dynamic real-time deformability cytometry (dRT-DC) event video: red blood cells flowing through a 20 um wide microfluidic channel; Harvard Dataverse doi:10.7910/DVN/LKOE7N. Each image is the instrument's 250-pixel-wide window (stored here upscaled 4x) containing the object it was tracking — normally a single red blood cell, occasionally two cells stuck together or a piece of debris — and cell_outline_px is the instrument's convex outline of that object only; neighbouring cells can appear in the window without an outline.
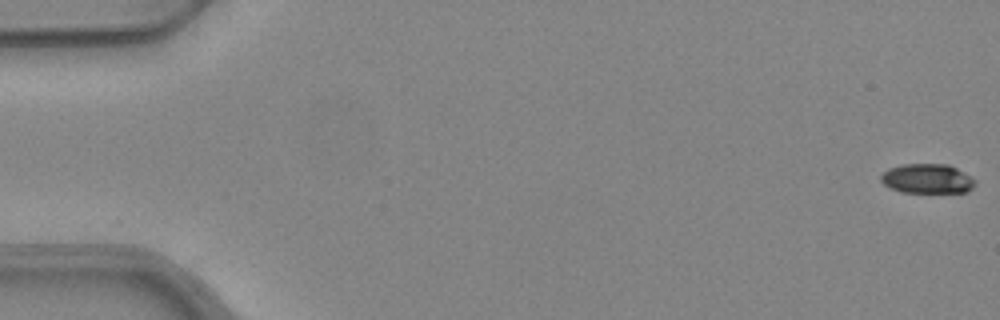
{"species": "common noctule bat (a hibernating species)", "species_latin": "Nyctalus noctula", "temperature_condition": "warm", "stored_images_in_passage": 53, "camera_frame_rate_fps": 3000, "um_per_image_px": 0.085, "animal": {"sex": "female", "body_mass_g": 24.6, "forearm_length_mm": 56.2}, "frame": {"image": 1, "passage_image": 1, "time_ms": 0.0, "image_size_px": [1000, 320], "cell_outline_px": [[976, 184], [968, 192], [900, 192], [884, 184], [880, 180], [880, 176], [888, 168], [904, 164], [948, 164], [956, 168], [976, 180]], "centroid_in_image_um": [78.82, 15.19], "position_along_channel_um": 6.2, "area_um2": 16.18}}
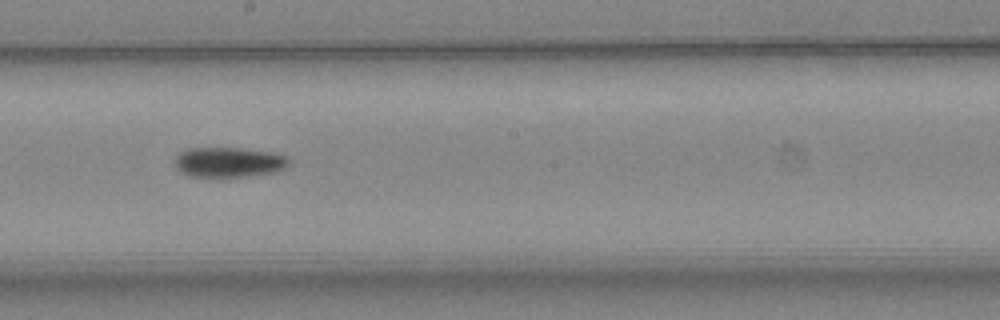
{"frame": {"image": 2, "passage_image": 30, "time_ms": 9.667, "image_size_px": [1000, 320], "cell_outline_px": [[288, 168], [276, 172], [252, 176], [188, 176], [180, 172], [176, 168], [176, 156], [180, 152], [188, 148], [240, 148], [272, 152], [288, 156]], "centroid_in_image_um": [19.48, 13.78], "position_along_channel_um": 228.7, "area_um2": 20.06}}
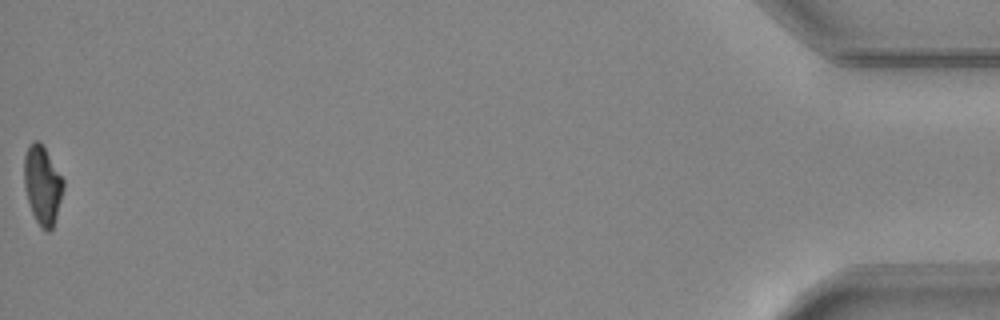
{"frame": {"image": 3, "passage_image": 53, "time_ms": 17.333, "image_size_px": [1000, 320], "cell_outline_px": [[64, 188], [56, 216], [52, 228], [48, 232], [40, 228], [32, 212], [28, 200], [24, 184], [24, 156], [28, 148], [36, 140], [40, 140], [64, 180]], "centroid_in_image_um": [3.61, 15.73], "position_along_channel_um": 431.6, "area_um2": 17.74}, "authors_computed_cell_mechanics": {"area_um2": 18.9006, "velocity_mm_per_s": 3.9812, "shape_relaxation_time_tau1_ms": 7.5395, "shape_relaxation_time_tau2_ms": null, "deformation_change_tau1": 0.2108, "deformation_change_tau2": null}}